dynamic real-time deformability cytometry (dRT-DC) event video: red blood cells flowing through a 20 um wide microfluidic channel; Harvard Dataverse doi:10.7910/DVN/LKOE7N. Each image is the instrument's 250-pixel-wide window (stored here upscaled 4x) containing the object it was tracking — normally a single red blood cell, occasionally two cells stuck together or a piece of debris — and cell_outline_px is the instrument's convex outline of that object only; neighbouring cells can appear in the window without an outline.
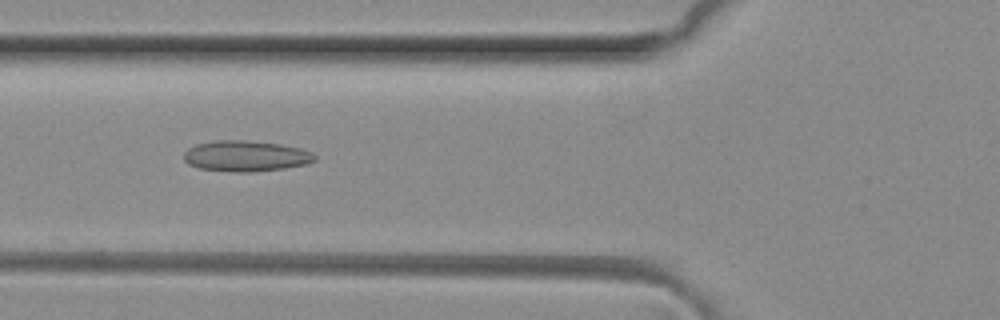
{"species": "common noctule bat (a hibernating species)", "species_latin": "Nyctalus noctula", "temperature_condition": "room temperature", "stored_images_in_passage": 8, "camera_frame_rate_fps": 3000, "um_per_image_px": 0.085, "animal": {"sex": "female", "body_mass_g": 29.2, "forearm_length_mm": 56.3}, "frame": {"image": 1, "passage_image": 6, "time_ms": 1.667, "image_size_px": [1000, 320], "cell_outline_px": [[316, 160], [304, 164], [284, 168], [252, 172], [232, 172], [200, 168], [188, 164], [184, 160], [184, 152], [188, 148], [196, 144], [216, 140], [248, 140], [280, 144], [300, 148], [312, 152], [316, 156]], "centroid_in_image_um": [20.88, 13.26], "position_along_channel_um": 104.9, "area_um2": 23.52}}
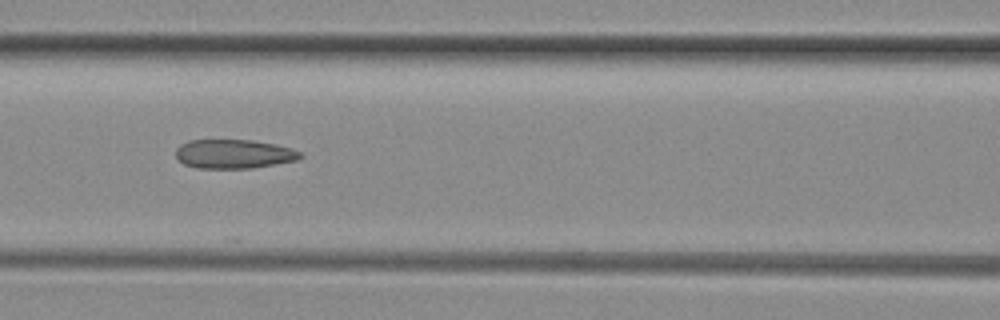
{"frame": {"image": 2, "passage_image": 7, "time_ms": 2.0, "image_size_px": [1000, 320], "cell_outline_px": [[304, 156], [296, 160], [276, 164], [252, 168], [196, 168], [184, 164], [176, 156], [176, 148], [180, 144], [188, 140], [252, 140], [276, 144], [292, 148], [300, 152]], "centroid_in_image_um": [19.88, 13.08], "position_along_channel_um": 146.7, "area_um2": 21.15}}
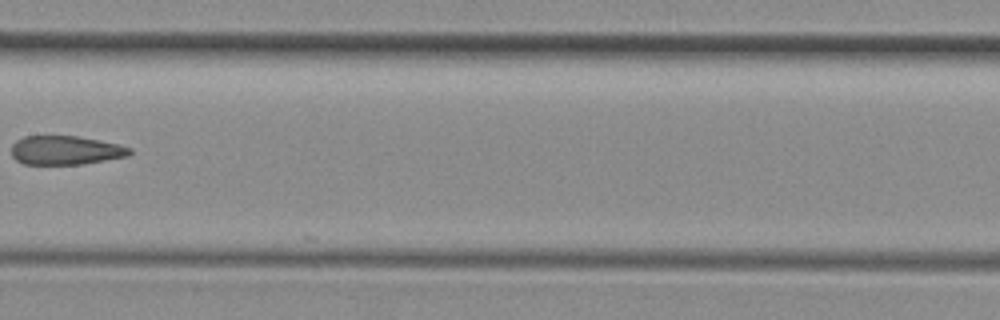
{"frame": {"image": 3, "passage_image": 8, "time_ms": 2.333, "image_size_px": [1000, 320], "cell_outline_px": [[132, 152], [128, 156], [80, 164], [24, 164], [16, 160], [12, 156], [12, 144], [16, 140], [24, 136], [76, 136], [116, 144], [132, 148]], "centroid_in_image_um": [5.53, 12.77], "position_along_channel_um": 201.9, "area_um2": 19.71}}